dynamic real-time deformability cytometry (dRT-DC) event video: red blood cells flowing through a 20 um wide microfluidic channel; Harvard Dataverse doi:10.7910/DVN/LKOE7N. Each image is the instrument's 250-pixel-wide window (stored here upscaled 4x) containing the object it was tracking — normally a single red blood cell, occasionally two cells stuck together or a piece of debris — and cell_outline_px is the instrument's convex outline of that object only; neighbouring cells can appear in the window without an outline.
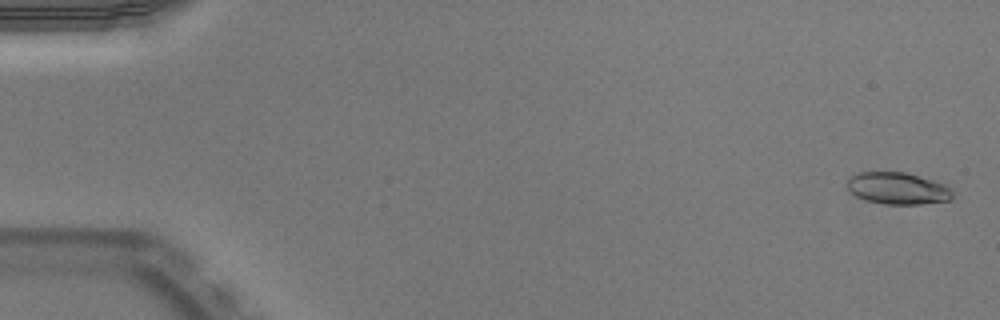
{"species": "Egyptian fruit bat (a non-hibernating species)", "species_latin": "Rousettus aegyptiacus", "temperature_condition": "warm", "stored_images_in_passage": 52, "camera_frame_rate_fps": 3000, "um_per_image_px": 0.085, "animal": {"sex": "male"}, "frame": {"image": 1, "passage_image": 2, "time_ms": 0.333, "image_size_px": [1000, 320], "cell_outline_px": [[952, 200], [920, 204], [884, 204], [864, 200], [856, 196], [844, 184], [848, 176], [856, 172], [908, 172], [944, 184], [952, 188]], "centroid_in_image_um": [76.26, 16.0], "position_along_channel_um": 8.7, "area_um2": 19.94}}
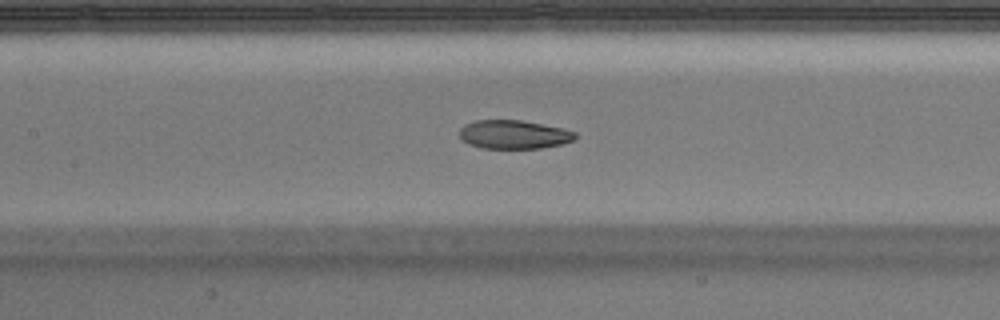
{"frame": {"image": 2, "passage_image": 25, "time_ms": 8.0, "image_size_px": [1000, 320], "cell_outline_px": [[576, 136], [572, 140], [560, 144], [540, 148], [480, 148], [468, 144], [460, 140], [460, 128], [464, 124], [476, 120], [520, 120], [564, 128], [576, 132]], "centroid_in_image_um": [43.63, 11.43], "position_along_channel_um": 163.8, "area_um2": 19.36}}
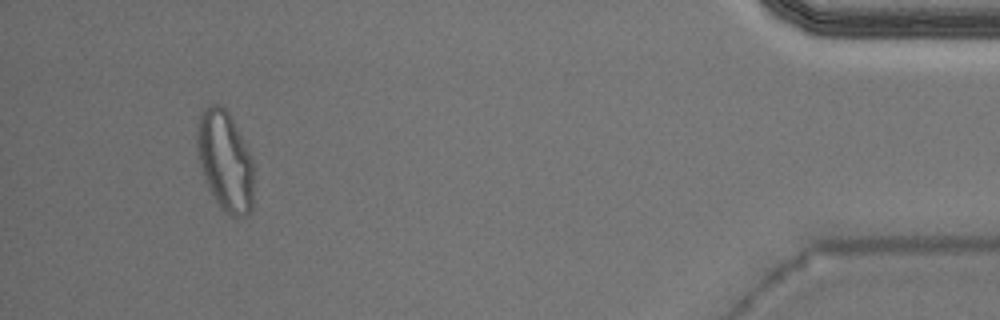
{"frame": {"image": 3, "passage_image": 49, "time_ms": 16.0, "image_size_px": [1000, 320], "cell_outline_px": [[252, 212], [248, 216], [232, 216], [224, 212], [208, 188], [204, 180], [200, 164], [196, 144], [196, 132], [200, 112], [208, 104], [216, 104], [224, 108], [228, 112], [252, 160]], "centroid_in_image_um": [19.1, 13.7], "position_along_channel_um": 416.1, "area_um2": 32.71}, "authors_computed_cell_mechanics": {"area_um2": 20.3167, "velocity_mm_per_s": 3.9508, "shape_relaxation_time_tau1_ms": null, "shape_relaxation_time_tau2_ms": 1.6039, "deformation_change_tau1": null, "deformation_change_tau2": 0.066}}